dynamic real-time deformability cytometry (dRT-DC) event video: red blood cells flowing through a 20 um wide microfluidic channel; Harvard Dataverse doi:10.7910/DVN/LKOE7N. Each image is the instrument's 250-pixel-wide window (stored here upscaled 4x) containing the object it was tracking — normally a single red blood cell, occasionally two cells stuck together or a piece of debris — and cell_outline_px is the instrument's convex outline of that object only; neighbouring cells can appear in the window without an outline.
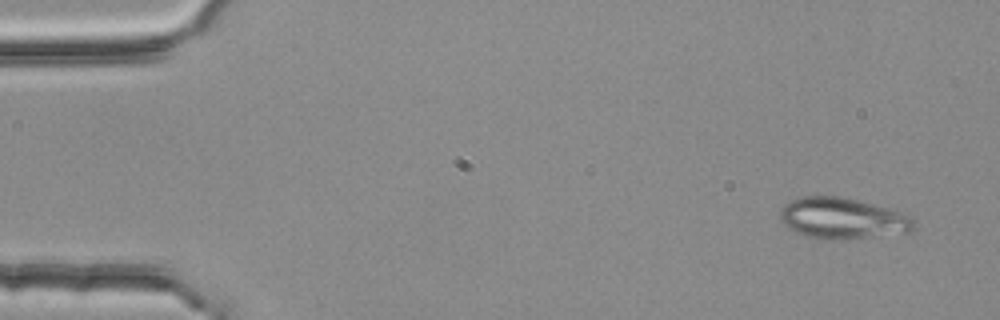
{"species": "common noctule bat (a hibernating species)", "species_latin": "Nyctalus noctula", "temperature_condition": "room temperature", "stored_images_in_passage": 4, "camera_frame_rate_fps": 3000, "um_per_image_px": 0.085, "animal": {"sex": "female", "body_mass_g": 25.1}, "frame": {"image": 1, "passage_image": 1, "time_ms": 0.0, "image_size_px": [1000, 320], "cell_outline_px": [[916, 228], [908, 232], [840, 240], [824, 240], [804, 236], [788, 228], [780, 220], [780, 208], [784, 204], [800, 196], [840, 196], [904, 212], [912, 216], [916, 220]], "centroid_in_image_um": [71.61, 18.56], "position_along_channel_um": 13.4, "area_um2": 32.43}}